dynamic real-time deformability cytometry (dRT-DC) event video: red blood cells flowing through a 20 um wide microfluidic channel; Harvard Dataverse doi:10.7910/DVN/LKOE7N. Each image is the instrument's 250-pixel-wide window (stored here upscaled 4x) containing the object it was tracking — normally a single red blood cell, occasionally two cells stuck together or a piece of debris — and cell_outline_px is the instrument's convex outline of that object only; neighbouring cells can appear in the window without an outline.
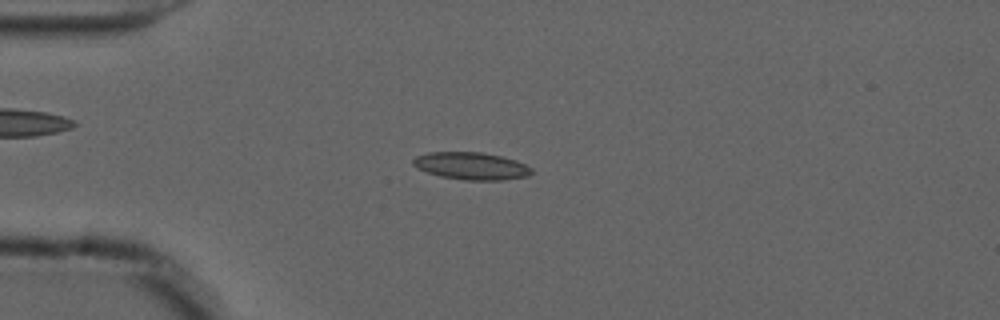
{"species": "common noctule bat (a hibernating species)", "species_latin": "Nyctalus noctula", "temperature_condition": "cold", "stored_images_in_passage": 42, "camera_frame_rate_fps": 3000, "um_per_image_px": 0.085, "animal": {"sex": "male", "forearm_length_mm": 52.5}, "frame": {"image": 1, "passage_image": 1, "time_ms": 0.0, "image_size_px": [1000, 320], "cell_outline_px": [[532, 172], [528, 176], [500, 180], [464, 180], [440, 176], [416, 168], [412, 164], [412, 160], [416, 156], [428, 152], [480, 152], [500, 156], [516, 160], [532, 168]], "centroid_in_image_um": [40.03, 14.1], "position_along_channel_um": 45.0, "area_um2": 18.84}}
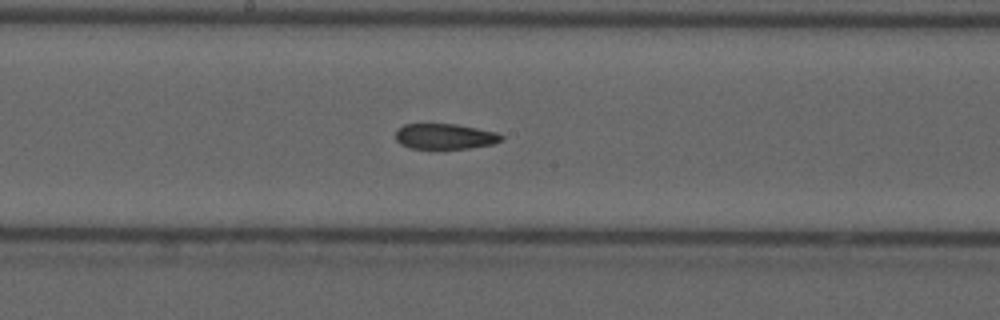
{"frame": {"image": 2, "passage_image": 16, "time_ms": 5.0, "image_size_px": [1000, 320], "cell_outline_px": [[504, 140], [492, 144], [468, 148], [408, 148], [400, 144], [396, 140], [396, 128], [404, 124], [456, 124], [496, 132], [504, 136]], "centroid_in_image_um": [37.8, 11.59], "position_along_channel_um": 210.4, "area_um2": 15.72}}
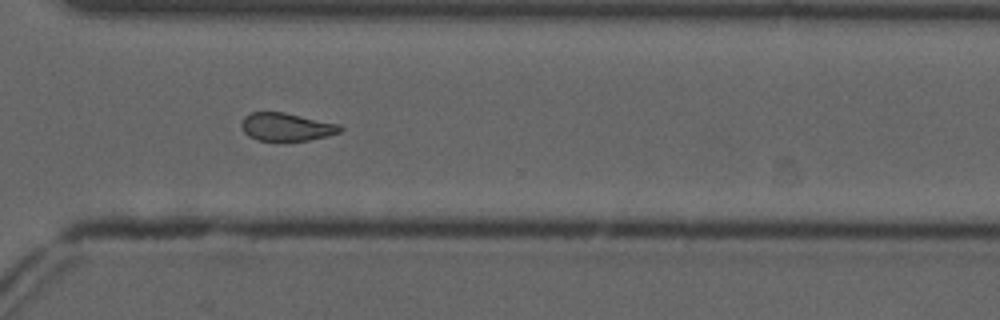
{"frame": {"image": 3, "passage_image": 27, "time_ms": 8.667, "image_size_px": [1000, 320], "cell_outline_px": [[344, 128], [340, 132], [328, 136], [308, 140], [276, 144], [256, 140], [248, 136], [244, 132], [240, 124], [244, 116], [252, 112], [284, 112], [340, 124]], "centroid_in_image_um": [24.32, 10.83], "position_along_channel_um": 346.3, "area_um2": 16.88}, "authors_computed_cell_mechanics": {"area_um2": 17.1088, "velocity_mm_per_s": 3.7106, "shape_relaxation_time_tau1_ms": null, "shape_relaxation_time_tau2_ms": 3.3961, "deformation_change_tau1": null, "deformation_change_tau2": 0.1117}}